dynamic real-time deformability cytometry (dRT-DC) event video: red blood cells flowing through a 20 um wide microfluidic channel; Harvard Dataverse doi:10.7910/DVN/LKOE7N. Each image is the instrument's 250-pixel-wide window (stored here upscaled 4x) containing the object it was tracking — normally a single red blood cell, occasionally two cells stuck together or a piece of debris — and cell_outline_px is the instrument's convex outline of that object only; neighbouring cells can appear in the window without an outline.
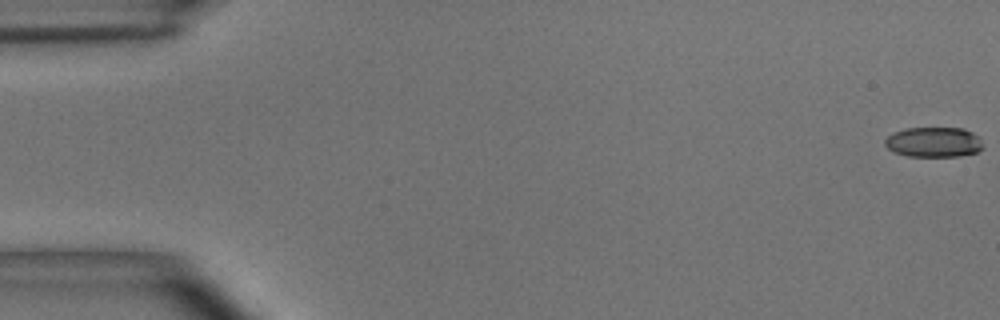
{"species": "common noctule bat (a hibernating species)", "species_latin": "Nyctalus noctula", "temperature_condition": "room temperature", "stored_images_in_passage": 56, "camera_frame_rate_fps": 3000, "um_per_image_px": 0.085, "animal": {"sex": "male", "body_mass_g": 15.6}, "frame": {"image": 1, "passage_image": 1, "time_ms": 0.0, "image_size_px": [1000, 320], "cell_outline_px": [[984, 148], [976, 152], [960, 156], [908, 156], [896, 152], [888, 148], [884, 144], [884, 140], [892, 132], [904, 128], [964, 128], [980, 136]], "centroid_in_image_um": [79.39, 12.07], "position_along_channel_um": 5.6, "area_um2": 17.34}}
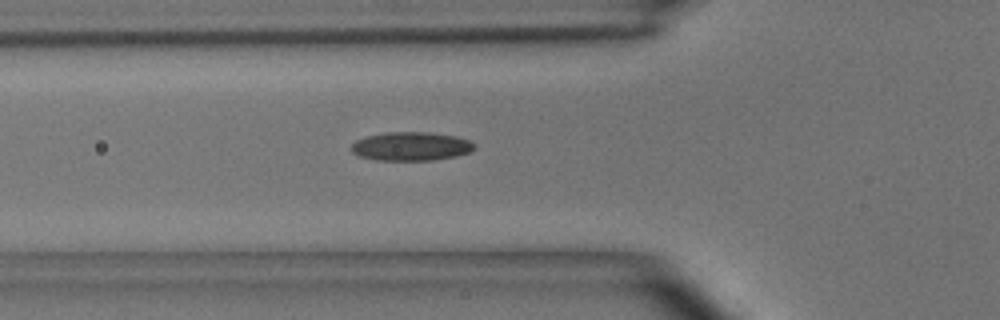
{"frame": {"image": 2, "passage_image": 20, "time_ms": 6.333, "image_size_px": [1000, 320], "cell_outline_px": [[476, 148], [472, 152], [456, 156], [432, 160], [376, 160], [360, 156], [352, 152], [352, 144], [356, 140], [368, 136], [388, 132], [428, 132], [456, 136], [468, 140], [476, 144]], "centroid_in_image_um": [34.99, 12.44], "position_along_channel_um": 90.8, "area_um2": 20.58}}
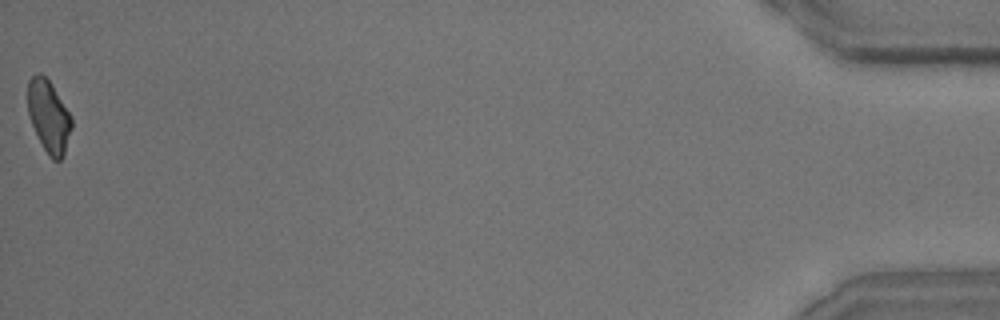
{"frame": {"image": 3, "passage_image": 56, "time_ms": 18.333, "image_size_px": [1000, 320], "cell_outline_px": [[72, 128], [64, 152], [60, 160], [52, 160], [48, 156], [32, 124], [28, 112], [28, 80], [36, 72], [40, 72], [48, 80], [72, 116]], "centroid_in_image_um": [4.14, 9.87], "position_along_channel_um": 431.1, "area_um2": 18.15}, "authors_computed_cell_mechanics": {"area_um2": 19.2185, "velocity_mm_per_s": 3.6291, "shape_relaxation_time_tau1_ms": 6.8347, "shape_relaxation_time_tau2_ms": 2.4664, "deformation_change_tau1": 0.1588, "deformation_change_tau2": 0.0913}}